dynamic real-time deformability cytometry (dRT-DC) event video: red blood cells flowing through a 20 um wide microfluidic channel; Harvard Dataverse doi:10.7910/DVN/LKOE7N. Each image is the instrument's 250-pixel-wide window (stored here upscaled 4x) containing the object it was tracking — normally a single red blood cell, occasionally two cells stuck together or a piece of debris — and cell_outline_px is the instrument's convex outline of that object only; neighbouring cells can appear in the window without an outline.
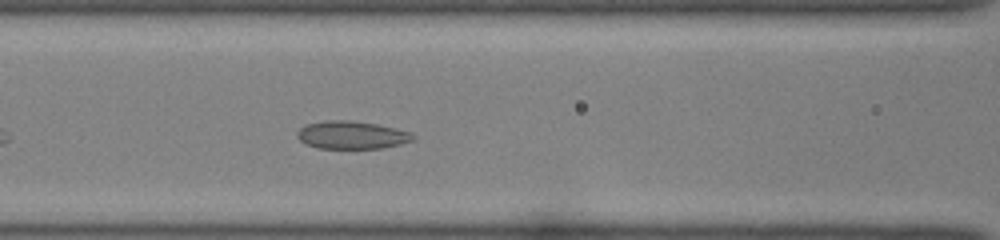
{"species": "common noctule bat (a hibernating species)", "species_latin": "Nyctalus noctula", "temperature_condition": "room temperature", "stored_images_in_passage": 36, "camera_frame_rate_fps": 3000, "um_per_image_px": 0.085, "animal": {"sex": "female", "body_mass_g": 22.0, "forearm_length_mm": 56.7}, "frame": {"image": 1, "passage_image": 10, "time_ms": 3.0, "image_size_px": [1000, 240], "cell_outline_px": [[416, 136], [412, 140], [400, 144], [380, 148], [316, 148], [304, 144], [296, 136], [296, 132], [300, 128], [308, 124], [324, 120], [348, 120], [376, 124], [412, 132]], "centroid_in_image_um": [29.86, 11.47], "position_along_channel_um": 136.7, "area_um2": 18.79}}
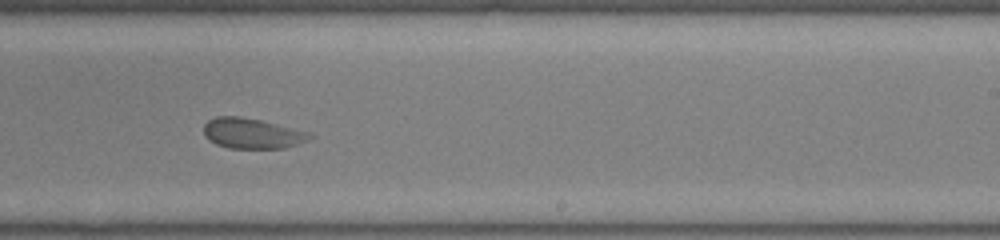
{"frame": {"image": 2, "passage_image": 20, "time_ms": 6.333, "image_size_px": [1000, 240], "cell_outline_px": [[316, 136], [308, 140], [284, 148], [228, 148], [216, 144], [208, 140], [204, 136], [204, 124], [208, 120], [216, 116], [240, 116], [260, 120], [312, 132]], "centroid_in_image_um": [21.44, 11.33], "position_along_channel_um": 267.6, "area_um2": 18.96}}
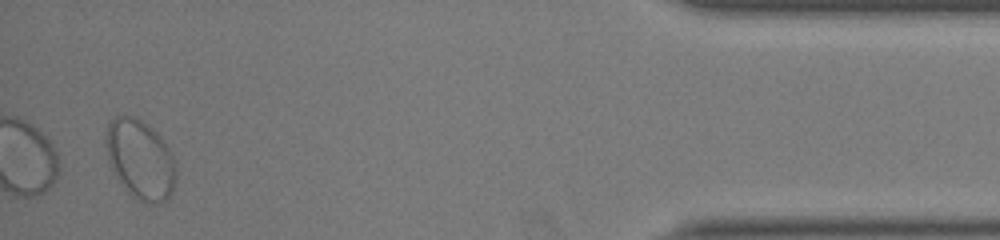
{"frame": {"image": 3, "passage_image": 36, "time_ms": 11.667, "image_size_px": [1000, 240], "cell_outline_px": [[176, 180], [168, 200], [156, 204], [144, 204], [128, 192], [112, 168], [108, 156], [104, 140], [108, 124], [116, 116], [132, 116], [140, 120], [168, 148], [176, 164]], "centroid_in_image_um": [11.92, 13.61], "position_along_channel_um": 423.3, "area_um2": 31.73}}